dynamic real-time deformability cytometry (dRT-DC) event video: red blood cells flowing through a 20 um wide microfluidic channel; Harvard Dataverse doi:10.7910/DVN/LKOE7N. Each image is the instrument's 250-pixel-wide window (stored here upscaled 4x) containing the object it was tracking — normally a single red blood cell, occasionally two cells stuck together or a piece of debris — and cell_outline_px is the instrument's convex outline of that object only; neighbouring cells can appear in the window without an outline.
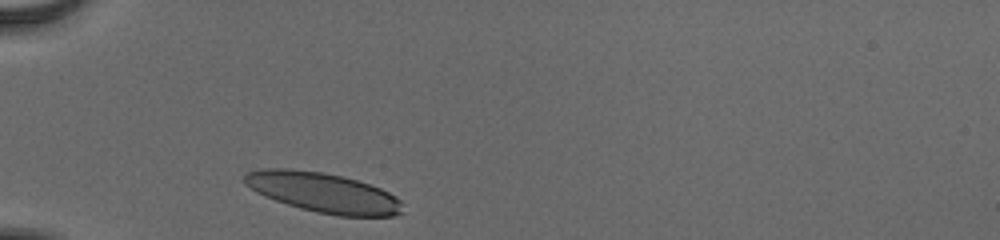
{"species": "human", "species_latin": "Homo sapiens", "temperature_condition": "cold", "stored_images_in_passage": 29, "camera_frame_rate_fps": 3000, "um_per_image_px": 0.085, "donor": {"sex": "male"}, "frame": {"image": 1, "passage_image": 1, "time_ms": 0.0, "image_size_px": [1000, 240], "cell_outline_px": [[400, 212], [396, 216], [340, 216], [316, 212], [300, 208], [276, 200], [256, 192], [244, 184], [244, 176], [248, 172], [264, 168], [288, 168], [320, 172], [340, 176], [356, 180], [380, 188], [388, 192], [400, 200]], "centroid_in_image_um": [27.44, 16.36], "position_along_channel_um": 57.6, "area_um2": 36.24}}
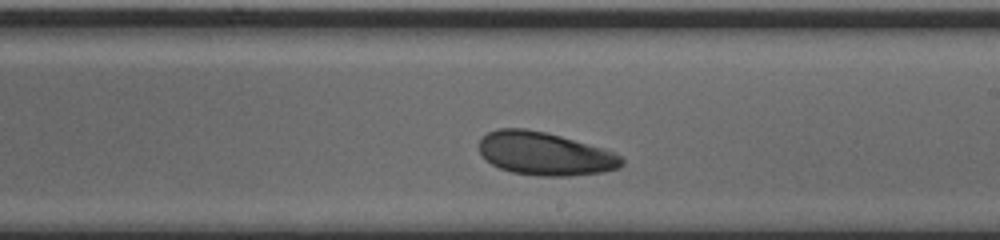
{"frame": {"image": 2, "passage_image": 17, "time_ms": 5.333, "image_size_px": [1000, 240], "cell_outline_px": [[624, 164], [620, 168], [604, 172], [572, 176], [540, 176], [512, 172], [500, 168], [492, 164], [480, 152], [480, 140], [488, 132], [496, 128], [524, 128], [544, 132], [560, 136], [604, 148], [620, 156], [624, 160]], "centroid_in_image_um": [46.35, 13.07], "position_along_channel_um": 242.7, "area_um2": 35.78}}
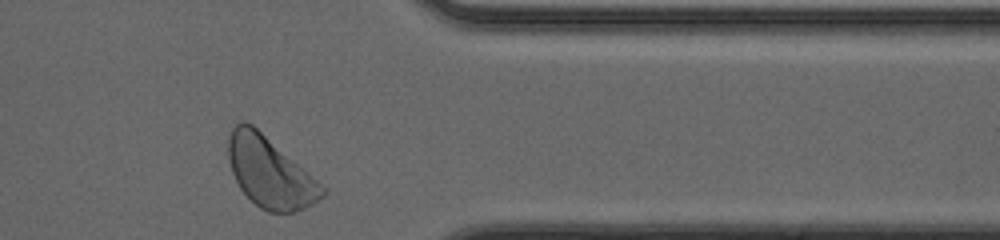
{"frame": {"image": 3, "passage_image": 29, "time_ms": 9.333, "image_size_px": [1000, 240], "cell_outline_px": [[328, 192], [324, 196], [312, 204], [304, 208], [292, 212], [268, 212], [260, 208], [240, 188], [232, 172], [228, 160], [228, 136], [232, 128], [236, 124], [244, 120], [252, 124], [320, 184]], "centroid_in_image_um": [22.9, 14.65], "position_along_channel_um": 388.5, "area_um2": 37.69}, "authors_computed_cell_mechanics": {"area_um2": 35.836, "velocity_mm_per_s": 3.8147, "shape_relaxation_time_tau1_ms": 5.4471, "shape_relaxation_time_tau2_ms": null, "deformation_change_tau1": 0.1677, "deformation_change_tau2": null}}